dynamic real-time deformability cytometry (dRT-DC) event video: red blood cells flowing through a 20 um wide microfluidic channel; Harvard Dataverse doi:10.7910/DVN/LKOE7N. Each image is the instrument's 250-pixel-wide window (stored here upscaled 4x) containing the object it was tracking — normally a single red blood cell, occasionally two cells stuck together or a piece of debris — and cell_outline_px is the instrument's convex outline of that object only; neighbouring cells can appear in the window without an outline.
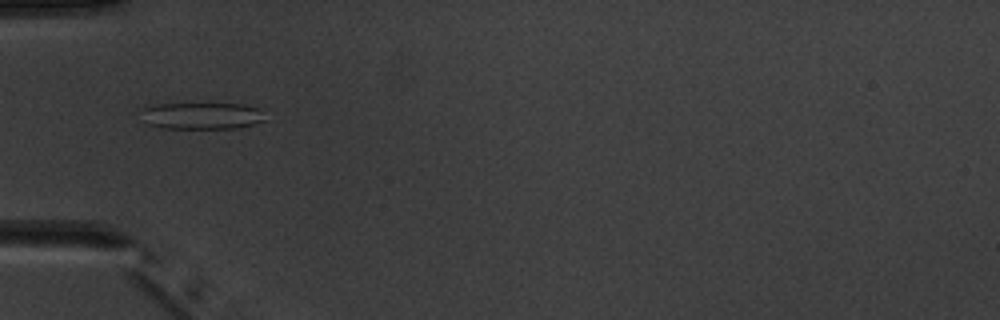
{"species": "common noctule bat (a hibernating species)", "species_latin": "Nyctalus noctula", "temperature_condition": "warm", "stored_images_in_passage": 6, "camera_frame_rate_fps": 3000, "um_per_image_px": 0.085, "animal": {"sex": "male", "body_mass_g": 20.1, "forearm_length_mm": 53.5}, "frame": {"image": 1, "passage_image": 6, "time_ms": 5.667, "image_size_px": [1000, 320], "cell_outline_px": [[264, 120], [240, 128], [160, 128], [144, 124], [136, 112], [136, 108], [156, 104], [240, 104], [260, 108]], "centroid_in_image_um": [16.96, 9.84], "position_along_channel_um": 68.0, "area_um2": 19.83}}